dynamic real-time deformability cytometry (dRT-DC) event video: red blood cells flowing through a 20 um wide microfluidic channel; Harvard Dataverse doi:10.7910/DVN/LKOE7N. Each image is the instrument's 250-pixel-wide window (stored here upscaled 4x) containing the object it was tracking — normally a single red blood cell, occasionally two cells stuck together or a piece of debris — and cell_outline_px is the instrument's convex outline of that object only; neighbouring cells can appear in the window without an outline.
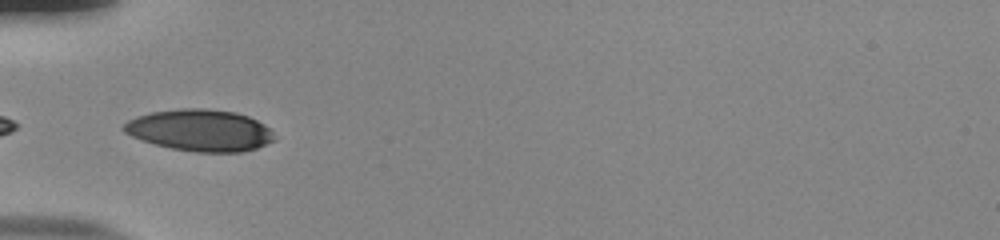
{"species": "human", "species_latin": "Homo sapiens", "temperature_condition": "room temperature", "stored_images_in_passage": 36, "camera_frame_rate_fps": 3000, "um_per_image_px": 0.085, "donor": {"sex": "male"}, "frame": {"image": 1, "passage_image": 1, "time_ms": 0.0, "image_size_px": [1000, 240], "cell_outline_px": [[276, 140], [256, 148], [244, 152], [196, 152], [172, 148], [156, 144], [132, 136], [124, 132], [120, 128], [128, 120], [136, 116], [152, 112], [180, 108], [204, 108], [236, 112], [248, 116], [264, 124], [272, 132]], "centroid_in_image_um": [17.01, 11.07], "position_along_channel_um": 68.0, "area_um2": 36.53}}
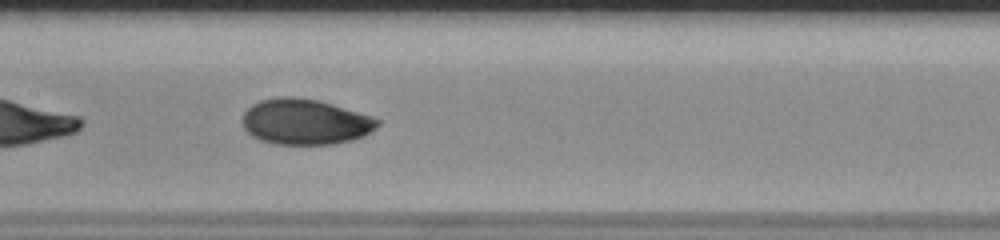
{"frame": {"image": 2, "passage_image": 10, "time_ms": 3.0, "image_size_px": [1000, 240], "cell_outline_px": [[380, 124], [376, 128], [364, 136], [352, 140], [332, 144], [276, 144], [260, 140], [252, 136], [244, 128], [244, 112], [252, 104], [260, 100], [280, 96], [292, 96], [316, 100], [332, 104], [372, 116], [380, 120]], "centroid_in_image_um": [25.95, 10.35], "position_along_channel_um": 181.4, "area_um2": 35.84}}
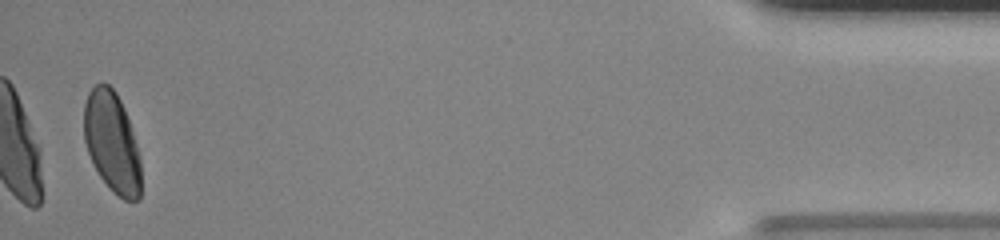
{"frame": {"image": 3, "passage_image": 35, "time_ms": 11.333, "image_size_px": [1000, 240], "cell_outline_px": [[140, 200], [124, 200], [112, 192], [100, 176], [88, 152], [84, 140], [84, 104], [88, 92], [100, 80], [108, 84], [116, 92], [124, 108], [136, 144], [140, 160]], "centroid_in_image_um": [9.5, 12.07], "position_along_channel_um": 425.7, "area_um2": 33.29}, "authors_computed_cell_mechanics": {"area_um2": 35.8071, "velocity_mm_per_s": 3.8361, "shape_relaxation_time_tau1_ms": 5.1311, "shape_relaxation_time_tau2_ms": 1.356, "deformation_change_tau1": 0.1725, "deformation_change_tau2": 0.026}}